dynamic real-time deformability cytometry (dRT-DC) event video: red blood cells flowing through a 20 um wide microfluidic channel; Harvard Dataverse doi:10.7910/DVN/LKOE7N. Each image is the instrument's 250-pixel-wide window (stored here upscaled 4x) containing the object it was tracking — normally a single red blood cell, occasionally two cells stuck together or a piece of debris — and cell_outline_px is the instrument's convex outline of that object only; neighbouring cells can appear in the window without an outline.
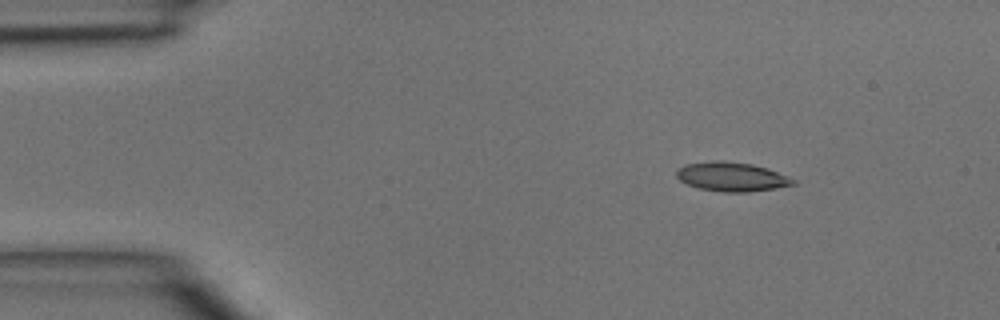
{"species": "common noctule bat (a hibernating species)", "species_latin": "Nyctalus noctula", "temperature_condition": "room temperature", "stored_images_in_passage": 4, "camera_frame_rate_fps": 3000, "um_per_image_px": 0.085, "animal": {"sex": "male", "body_mass_g": 15.6}, "frame": {"image": 1, "passage_image": 1, "time_ms": 0.0, "image_size_px": [1000, 320], "cell_outline_px": [[796, 184], [776, 188], [748, 192], [724, 192], [700, 188], [688, 184], [680, 180], [676, 176], [676, 168], [684, 164], [712, 160], [724, 160], [752, 164], [768, 168], [788, 176], [796, 180]], "centroid_in_image_um": [62.19, 15.01], "position_along_channel_um": 22.8, "area_um2": 20.0}}
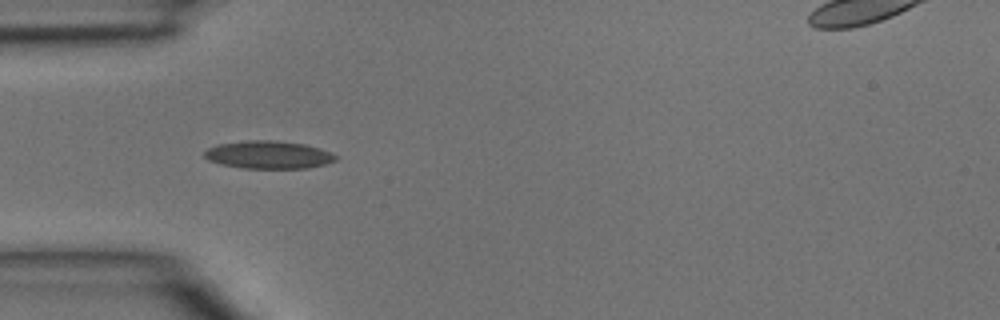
{"frame": {"image": 2, "passage_image": 3, "time_ms": 0.667, "image_size_px": [1000, 320], "cell_outline_px": [[340, 156], [336, 160], [324, 164], [308, 168], [244, 168], [220, 164], [208, 160], [204, 156], [204, 152], [208, 148], [216, 144], [244, 140], [272, 140], [304, 144], [320, 148]], "centroid_in_image_um": [22.81, 13.15], "position_along_channel_um": 62.2, "area_um2": 21.39}}